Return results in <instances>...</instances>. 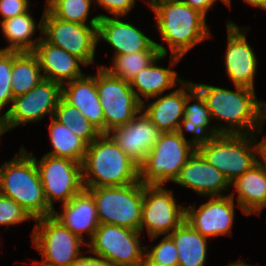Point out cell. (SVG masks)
I'll return each mask as SVG.
<instances>
[{"label": "cell", "mask_w": 266, "mask_h": 266, "mask_svg": "<svg viewBox=\"0 0 266 266\" xmlns=\"http://www.w3.org/2000/svg\"><path fill=\"white\" fill-rule=\"evenodd\" d=\"M193 86L202 95L211 118L227 124L214 125L219 133H261L266 121V102L257 99L255 89L235 85L236 91H232L203 83Z\"/></svg>", "instance_id": "cell-1"}, {"label": "cell", "mask_w": 266, "mask_h": 266, "mask_svg": "<svg viewBox=\"0 0 266 266\" xmlns=\"http://www.w3.org/2000/svg\"><path fill=\"white\" fill-rule=\"evenodd\" d=\"M162 40L170 48V66L211 35L206 16L181 0H163L150 5Z\"/></svg>", "instance_id": "cell-2"}, {"label": "cell", "mask_w": 266, "mask_h": 266, "mask_svg": "<svg viewBox=\"0 0 266 266\" xmlns=\"http://www.w3.org/2000/svg\"><path fill=\"white\" fill-rule=\"evenodd\" d=\"M82 180L84 187L129 185L139 181V166L107 133H101L87 145Z\"/></svg>", "instance_id": "cell-3"}, {"label": "cell", "mask_w": 266, "mask_h": 266, "mask_svg": "<svg viewBox=\"0 0 266 266\" xmlns=\"http://www.w3.org/2000/svg\"><path fill=\"white\" fill-rule=\"evenodd\" d=\"M0 194L21 205L33 220L51 216L33 154L21 146L18 154L0 166Z\"/></svg>", "instance_id": "cell-4"}, {"label": "cell", "mask_w": 266, "mask_h": 266, "mask_svg": "<svg viewBox=\"0 0 266 266\" xmlns=\"http://www.w3.org/2000/svg\"><path fill=\"white\" fill-rule=\"evenodd\" d=\"M254 135L220 133L207 138L196 150L232 183L258 163L255 155L258 147Z\"/></svg>", "instance_id": "cell-5"}, {"label": "cell", "mask_w": 266, "mask_h": 266, "mask_svg": "<svg viewBox=\"0 0 266 266\" xmlns=\"http://www.w3.org/2000/svg\"><path fill=\"white\" fill-rule=\"evenodd\" d=\"M196 148L177 132L162 133L139 166V181L144 186L165 185L178 177Z\"/></svg>", "instance_id": "cell-6"}, {"label": "cell", "mask_w": 266, "mask_h": 266, "mask_svg": "<svg viewBox=\"0 0 266 266\" xmlns=\"http://www.w3.org/2000/svg\"><path fill=\"white\" fill-rule=\"evenodd\" d=\"M95 199L99 224H113L139 231L143 205L140 181L123 186L84 187Z\"/></svg>", "instance_id": "cell-7"}, {"label": "cell", "mask_w": 266, "mask_h": 266, "mask_svg": "<svg viewBox=\"0 0 266 266\" xmlns=\"http://www.w3.org/2000/svg\"><path fill=\"white\" fill-rule=\"evenodd\" d=\"M32 230V244L38 250L42 266H71L81 256V245H87L52 215L36 219Z\"/></svg>", "instance_id": "cell-8"}, {"label": "cell", "mask_w": 266, "mask_h": 266, "mask_svg": "<svg viewBox=\"0 0 266 266\" xmlns=\"http://www.w3.org/2000/svg\"><path fill=\"white\" fill-rule=\"evenodd\" d=\"M42 17L43 38L50 44L64 49L79 58L85 67L93 64L98 41L99 15L93 17L88 25L67 22L54 17L44 7Z\"/></svg>", "instance_id": "cell-9"}, {"label": "cell", "mask_w": 266, "mask_h": 266, "mask_svg": "<svg viewBox=\"0 0 266 266\" xmlns=\"http://www.w3.org/2000/svg\"><path fill=\"white\" fill-rule=\"evenodd\" d=\"M96 85L104 114V133L130 122L142 109L130 83L98 66Z\"/></svg>", "instance_id": "cell-10"}, {"label": "cell", "mask_w": 266, "mask_h": 266, "mask_svg": "<svg viewBox=\"0 0 266 266\" xmlns=\"http://www.w3.org/2000/svg\"><path fill=\"white\" fill-rule=\"evenodd\" d=\"M140 231L113 224H99L86 247L87 253L105 258L116 266H138L145 256Z\"/></svg>", "instance_id": "cell-11"}, {"label": "cell", "mask_w": 266, "mask_h": 266, "mask_svg": "<svg viewBox=\"0 0 266 266\" xmlns=\"http://www.w3.org/2000/svg\"><path fill=\"white\" fill-rule=\"evenodd\" d=\"M35 159L41 177L45 199L54 211L53 202L62 205L83 189L82 163L67 158L45 154L40 161Z\"/></svg>", "instance_id": "cell-12"}, {"label": "cell", "mask_w": 266, "mask_h": 266, "mask_svg": "<svg viewBox=\"0 0 266 266\" xmlns=\"http://www.w3.org/2000/svg\"><path fill=\"white\" fill-rule=\"evenodd\" d=\"M185 220V207L176 204L173 191L163 185H143V205L139 231L147 229L150 239L170 235Z\"/></svg>", "instance_id": "cell-13"}, {"label": "cell", "mask_w": 266, "mask_h": 266, "mask_svg": "<svg viewBox=\"0 0 266 266\" xmlns=\"http://www.w3.org/2000/svg\"><path fill=\"white\" fill-rule=\"evenodd\" d=\"M61 98L62 84L43 79L29 92L13 98L11 107L4 113L7 130L37 122L46 115L52 118Z\"/></svg>", "instance_id": "cell-14"}, {"label": "cell", "mask_w": 266, "mask_h": 266, "mask_svg": "<svg viewBox=\"0 0 266 266\" xmlns=\"http://www.w3.org/2000/svg\"><path fill=\"white\" fill-rule=\"evenodd\" d=\"M209 200L196 209V205L185 207V220L202 236L218 237L232 235L235 210L230 193L208 197Z\"/></svg>", "instance_id": "cell-15"}, {"label": "cell", "mask_w": 266, "mask_h": 266, "mask_svg": "<svg viewBox=\"0 0 266 266\" xmlns=\"http://www.w3.org/2000/svg\"><path fill=\"white\" fill-rule=\"evenodd\" d=\"M98 41L100 39L109 43L114 50V56L130 54L139 51H160L167 56V49L154 42L133 24L124 22L120 16L109 17L99 14Z\"/></svg>", "instance_id": "cell-16"}, {"label": "cell", "mask_w": 266, "mask_h": 266, "mask_svg": "<svg viewBox=\"0 0 266 266\" xmlns=\"http://www.w3.org/2000/svg\"><path fill=\"white\" fill-rule=\"evenodd\" d=\"M228 45L225 52V67L234 85L254 89V77L258 61L246 40V28L237 26L231 20L226 22Z\"/></svg>", "instance_id": "cell-17"}, {"label": "cell", "mask_w": 266, "mask_h": 266, "mask_svg": "<svg viewBox=\"0 0 266 266\" xmlns=\"http://www.w3.org/2000/svg\"><path fill=\"white\" fill-rule=\"evenodd\" d=\"M162 133L141 109L130 122L110 130L107 134L140 166Z\"/></svg>", "instance_id": "cell-18"}, {"label": "cell", "mask_w": 266, "mask_h": 266, "mask_svg": "<svg viewBox=\"0 0 266 266\" xmlns=\"http://www.w3.org/2000/svg\"><path fill=\"white\" fill-rule=\"evenodd\" d=\"M174 183L206 197L224 196L223 191L228 192L231 188L223 173L208 163L197 150L188 158Z\"/></svg>", "instance_id": "cell-19"}, {"label": "cell", "mask_w": 266, "mask_h": 266, "mask_svg": "<svg viewBox=\"0 0 266 266\" xmlns=\"http://www.w3.org/2000/svg\"><path fill=\"white\" fill-rule=\"evenodd\" d=\"M61 209V213L54 210L52 216L86 244L83 232H87L92 240L99 226L97 206L92 194L87 189H83L63 204Z\"/></svg>", "instance_id": "cell-20"}, {"label": "cell", "mask_w": 266, "mask_h": 266, "mask_svg": "<svg viewBox=\"0 0 266 266\" xmlns=\"http://www.w3.org/2000/svg\"><path fill=\"white\" fill-rule=\"evenodd\" d=\"M33 53L37 56L44 79L64 84L82 77L85 64L64 49L48 43L43 37Z\"/></svg>", "instance_id": "cell-21"}, {"label": "cell", "mask_w": 266, "mask_h": 266, "mask_svg": "<svg viewBox=\"0 0 266 266\" xmlns=\"http://www.w3.org/2000/svg\"><path fill=\"white\" fill-rule=\"evenodd\" d=\"M62 98L78 108L86 119L104 133V114L97 91L96 75L84 74L82 77L64 83Z\"/></svg>", "instance_id": "cell-22"}, {"label": "cell", "mask_w": 266, "mask_h": 266, "mask_svg": "<svg viewBox=\"0 0 266 266\" xmlns=\"http://www.w3.org/2000/svg\"><path fill=\"white\" fill-rule=\"evenodd\" d=\"M191 100H196L195 103L189 105ZM212 118L208 107L202 97V95L194 88L193 83L186 81V103L184 118L179 124L177 133L188 140L185 137L183 128L194 135L190 140L195 148L203 144L207 138L219 135V131L213 127H208Z\"/></svg>", "instance_id": "cell-23"}, {"label": "cell", "mask_w": 266, "mask_h": 266, "mask_svg": "<svg viewBox=\"0 0 266 266\" xmlns=\"http://www.w3.org/2000/svg\"><path fill=\"white\" fill-rule=\"evenodd\" d=\"M180 85L181 87L169 94L152 97L156 98L152 103H148V100L142 102V110L163 133L177 132L179 124L184 118L186 81L184 80Z\"/></svg>", "instance_id": "cell-24"}, {"label": "cell", "mask_w": 266, "mask_h": 266, "mask_svg": "<svg viewBox=\"0 0 266 266\" xmlns=\"http://www.w3.org/2000/svg\"><path fill=\"white\" fill-rule=\"evenodd\" d=\"M230 186L235 191L230 195L237 199V205L245 215L260 214L266 206V168L259 162L240 177L236 178Z\"/></svg>", "instance_id": "cell-25"}, {"label": "cell", "mask_w": 266, "mask_h": 266, "mask_svg": "<svg viewBox=\"0 0 266 266\" xmlns=\"http://www.w3.org/2000/svg\"><path fill=\"white\" fill-rule=\"evenodd\" d=\"M165 56L164 54H160L149 66L139 71L129 82L137 99L141 103L144 101L141 96L146 99H151L173 88L177 82L180 85L184 81L174 70L156 65V62L164 59Z\"/></svg>", "instance_id": "cell-26"}, {"label": "cell", "mask_w": 266, "mask_h": 266, "mask_svg": "<svg viewBox=\"0 0 266 266\" xmlns=\"http://www.w3.org/2000/svg\"><path fill=\"white\" fill-rule=\"evenodd\" d=\"M28 10L21 15L8 18L1 22V31L4 38L9 43L8 47L0 48V50L19 51V52H33L41 40L37 37L34 40L31 39L36 32L40 30L42 33V18L39 24H36L34 18ZM38 26V27H36ZM37 28V29H36Z\"/></svg>", "instance_id": "cell-27"}, {"label": "cell", "mask_w": 266, "mask_h": 266, "mask_svg": "<svg viewBox=\"0 0 266 266\" xmlns=\"http://www.w3.org/2000/svg\"><path fill=\"white\" fill-rule=\"evenodd\" d=\"M178 250V266H204L207 257V240L184 220L169 235Z\"/></svg>", "instance_id": "cell-28"}, {"label": "cell", "mask_w": 266, "mask_h": 266, "mask_svg": "<svg viewBox=\"0 0 266 266\" xmlns=\"http://www.w3.org/2000/svg\"><path fill=\"white\" fill-rule=\"evenodd\" d=\"M43 79L40 63L33 52L13 51L11 86L14 98L29 92Z\"/></svg>", "instance_id": "cell-29"}, {"label": "cell", "mask_w": 266, "mask_h": 266, "mask_svg": "<svg viewBox=\"0 0 266 266\" xmlns=\"http://www.w3.org/2000/svg\"><path fill=\"white\" fill-rule=\"evenodd\" d=\"M51 120L49 140L53 149L46 154L82 163L87 150V144L77 137L68 126L60 124L53 117Z\"/></svg>", "instance_id": "cell-30"}, {"label": "cell", "mask_w": 266, "mask_h": 266, "mask_svg": "<svg viewBox=\"0 0 266 266\" xmlns=\"http://www.w3.org/2000/svg\"><path fill=\"white\" fill-rule=\"evenodd\" d=\"M53 118L60 124L68 126V128L87 145H90L101 132L86 119L80 110L63 98L60 99Z\"/></svg>", "instance_id": "cell-31"}, {"label": "cell", "mask_w": 266, "mask_h": 266, "mask_svg": "<svg viewBox=\"0 0 266 266\" xmlns=\"http://www.w3.org/2000/svg\"><path fill=\"white\" fill-rule=\"evenodd\" d=\"M160 51H139L130 54L116 55L112 58L111 68L103 66L112 76L130 82L139 71L149 66Z\"/></svg>", "instance_id": "cell-32"}, {"label": "cell", "mask_w": 266, "mask_h": 266, "mask_svg": "<svg viewBox=\"0 0 266 266\" xmlns=\"http://www.w3.org/2000/svg\"><path fill=\"white\" fill-rule=\"evenodd\" d=\"M91 1L94 0H49L45 5L60 20L87 25Z\"/></svg>", "instance_id": "cell-33"}, {"label": "cell", "mask_w": 266, "mask_h": 266, "mask_svg": "<svg viewBox=\"0 0 266 266\" xmlns=\"http://www.w3.org/2000/svg\"><path fill=\"white\" fill-rule=\"evenodd\" d=\"M145 255L154 263L162 266H178V250L169 235H165L157 245L147 250Z\"/></svg>", "instance_id": "cell-34"}, {"label": "cell", "mask_w": 266, "mask_h": 266, "mask_svg": "<svg viewBox=\"0 0 266 266\" xmlns=\"http://www.w3.org/2000/svg\"><path fill=\"white\" fill-rule=\"evenodd\" d=\"M13 66V51L0 50V113L13 101L11 73Z\"/></svg>", "instance_id": "cell-35"}, {"label": "cell", "mask_w": 266, "mask_h": 266, "mask_svg": "<svg viewBox=\"0 0 266 266\" xmlns=\"http://www.w3.org/2000/svg\"><path fill=\"white\" fill-rule=\"evenodd\" d=\"M33 219L27 211L13 199L0 194V225H13Z\"/></svg>", "instance_id": "cell-36"}, {"label": "cell", "mask_w": 266, "mask_h": 266, "mask_svg": "<svg viewBox=\"0 0 266 266\" xmlns=\"http://www.w3.org/2000/svg\"><path fill=\"white\" fill-rule=\"evenodd\" d=\"M29 5V0H0L1 21L26 13Z\"/></svg>", "instance_id": "cell-37"}, {"label": "cell", "mask_w": 266, "mask_h": 266, "mask_svg": "<svg viewBox=\"0 0 266 266\" xmlns=\"http://www.w3.org/2000/svg\"><path fill=\"white\" fill-rule=\"evenodd\" d=\"M113 16H126L134 7L136 0H94Z\"/></svg>", "instance_id": "cell-38"}, {"label": "cell", "mask_w": 266, "mask_h": 266, "mask_svg": "<svg viewBox=\"0 0 266 266\" xmlns=\"http://www.w3.org/2000/svg\"><path fill=\"white\" fill-rule=\"evenodd\" d=\"M71 266H116L105 258L81 255Z\"/></svg>", "instance_id": "cell-39"}, {"label": "cell", "mask_w": 266, "mask_h": 266, "mask_svg": "<svg viewBox=\"0 0 266 266\" xmlns=\"http://www.w3.org/2000/svg\"><path fill=\"white\" fill-rule=\"evenodd\" d=\"M192 8L200 11L206 16L207 11L213 7L216 1L218 0H181Z\"/></svg>", "instance_id": "cell-40"}, {"label": "cell", "mask_w": 266, "mask_h": 266, "mask_svg": "<svg viewBox=\"0 0 266 266\" xmlns=\"http://www.w3.org/2000/svg\"><path fill=\"white\" fill-rule=\"evenodd\" d=\"M258 155L262 159H258V162L266 168V136L262 141L257 143ZM261 160V161H260Z\"/></svg>", "instance_id": "cell-41"}, {"label": "cell", "mask_w": 266, "mask_h": 266, "mask_svg": "<svg viewBox=\"0 0 266 266\" xmlns=\"http://www.w3.org/2000/svg\"><path fill=\"white\" fill-rule=\"evenodd\" d=\"M247 4L262 8L266 11V0H244Z\"/></svg>", "instance_id": "cell-42"}, {"label": "cell", "mask_w": 266, "mask_h": 266, "mask_svg": "<svg viewBox=\"0 0 266 266\" xmlns=\"http://www.w3.org/2000/svg\"><path fill=\"white\" fill-rule=\"evenodd\" d=\"M138 266H162L151 261L146 255L143 257L142 261Z\"/></svg>", "instance_id": "cell-43"}, {"label": "cell", "mask_w": 266, "mask_h": 266, "mask_svg": "<svg viewBox=\"0 0 266 266\" xmlns=\"http://www.w3.org/2000/svg\"><path fill=\"white\" fill-rule=\"evenodd\" d=\"M6 132H8V130L5 123V117L0 113V137Z\"/></svg>", "instance_id": "cell-44"}, {"label": "cell", "mask_w": 266, "mask_h": 266, "mask_svg": "<svg viewBox=\"0 0 266 266\" xmlns=\"http://www.w3.org/2000/svg\"><path fill=\"white\" fill-rule=\"evenodd\" d=\"M227 266H252V265H249L245 262H243L242 260H236V262H232L230 264H228Z\"/></svg>", "instance_id": "cell-45"}, {"label": "cell", "mask_w": 266, "mask_h": 266, "mask_svg": "<svg viewBox=\"0 0 266 266\" xmlns=\"http://www.w3.org/2000/svg\"><path fill=\"white\" fill-rule=\"evenodd\" d=\"M223 3H225L229 8H231V0H219Z\"/></svg>", "instance_id": "cell-46"}, {"label": "cell", "mask_w": 266, "mask_h": 266, "mask_svg": "<svg viewBox=\"0 0 266 266\" xmlns=\"http://www.w3.org/2000/svg\"><path fill=\"white\" fill-rule=\"evenodd\" d=\"M147 1H148L149 6H150L151 4H154L155 2H160L163 0H147Z\"/></svg>", "instance_id": "cell-47"}]
</instances>
